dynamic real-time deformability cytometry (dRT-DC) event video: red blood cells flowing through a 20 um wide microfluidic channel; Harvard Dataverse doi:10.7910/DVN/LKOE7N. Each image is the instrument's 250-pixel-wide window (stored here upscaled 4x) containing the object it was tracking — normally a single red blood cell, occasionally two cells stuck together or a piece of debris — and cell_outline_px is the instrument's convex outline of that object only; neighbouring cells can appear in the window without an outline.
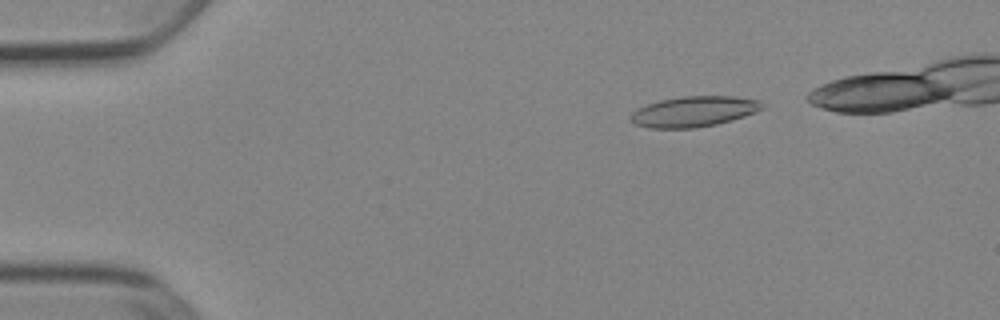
{"species": "Egyptian fruit bat (a non-hibernating species)", "species_latin": "Rousettus aegyptiacus", "temperature_condition": "cold", "stored_images_in_passage": 42, "camera_frame_rate_fps": 3000, "um_per_image_px": 0.085, "animal": {"sex": "female"}, "frame": {"image": 1, "passage_image": 4, "time_ms": 1.0, "image_size_px": [1000, 320], "cell_outline_px": [[764, 108], [756, 112], [732, 120], [716, 124], [696, 128], [648, 128], [636, 124], [632, 120], [632, 112], [648, 104], [660, 100], [680, 96], [736, 96], [760, 100], [764, 104]], "centroid_in_image_um": [59.04, 9.47], "position_along_channel_um": 26.0, "area_um2": 23.35}}
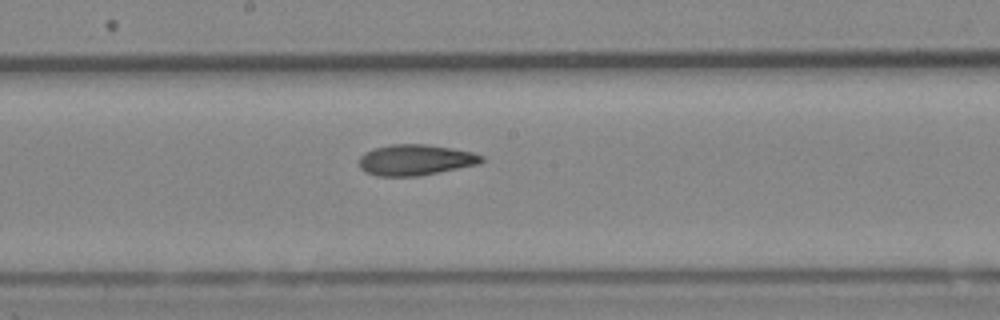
{"frame": {"image": 2, "passage_image": 24, "time_ms": 7.667, "image_size_px": [1000, 320], "cell_outline_px": [[484, 160], [480, 164], [420, 176], [376, 176], [364, 172], [360, 168], [360, 156], [364, 152], [372, 148], [392, 144], [424, 144], [472, 152], [484, 156]], "centroid_in_image_um": [35.29, 13.6], "position_along_channel_um": 212.9, "area_um2": 22.14}}
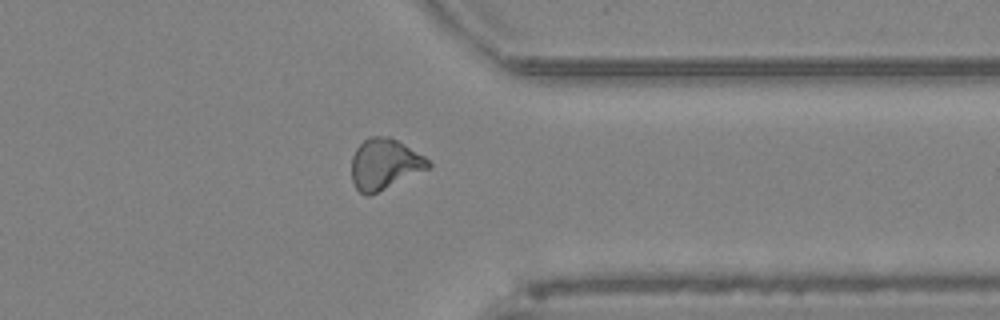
{"frame": {"image": 3, "passage_image": 37, "time_ms": 12.0, "image_size_px": [1000, 320], "cell_outline_px": [[432, 168], [368, 196], [360, 192], [356, 188], [352, 180], [352, 156], [356, 148], [364, 140], [372, 136], [388, 136], [404, 144], [424, 156], [432, 164]], "centroid_in_image_um": [32.71, 13.95], "position_along_channel_um": 378.7, "area_um2": 22.66}}